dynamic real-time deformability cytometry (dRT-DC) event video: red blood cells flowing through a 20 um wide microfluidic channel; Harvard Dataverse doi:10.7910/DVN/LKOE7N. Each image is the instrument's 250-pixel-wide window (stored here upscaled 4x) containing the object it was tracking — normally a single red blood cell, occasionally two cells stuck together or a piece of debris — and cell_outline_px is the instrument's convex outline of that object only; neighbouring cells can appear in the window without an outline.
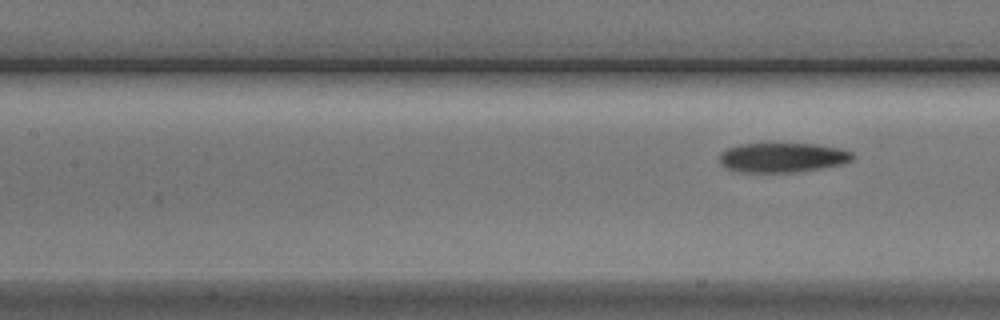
{"species": "Egyptian fruit bat (a non-hibernating species)", "species_latin": "Rousettus aegyptiacus", "temperature_condition": "cold", "stored_images_in_passage": 7, "segment_of_instrument_passage": [2, 2], "camera_frame_rate_fps": 3000, "um_per_image_px": 0.085, "animal": {"sex": "male"}, "frame": {"image": 1, "passage_image": 7, "time_ms": 8.0, "image_size_px": [1000, 320], "cell_outline_px": [[856, 156], [852, 160], [844, 164], [796, 172], [736, 172], [724, 168], [720, 164], [720, 152], [728, 148], [740, 144], [816, 144], [840, 148], [852, 152]], "centroid_in_image_um": [66.51, 13.4], "position_along_channel_um": 140.9, "area_um2": 23.12}}